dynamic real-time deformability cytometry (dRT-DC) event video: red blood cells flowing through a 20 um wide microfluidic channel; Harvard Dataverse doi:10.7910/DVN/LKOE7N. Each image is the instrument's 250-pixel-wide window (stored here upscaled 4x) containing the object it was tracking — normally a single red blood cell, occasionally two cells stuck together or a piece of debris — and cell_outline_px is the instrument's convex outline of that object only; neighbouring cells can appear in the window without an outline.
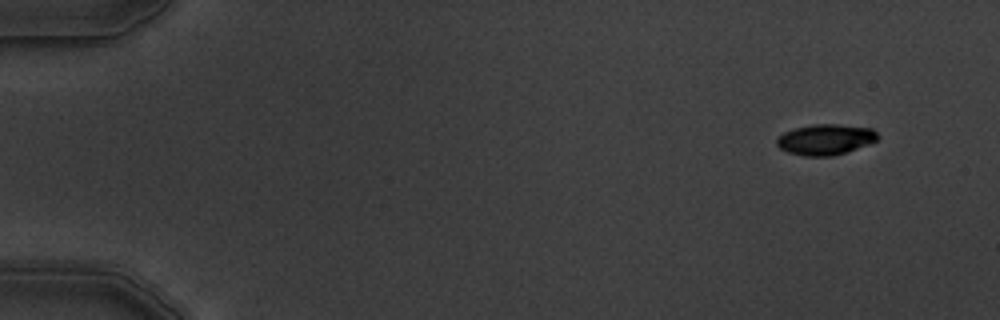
{"species": "common noctule bat (a hibernating species)", "species_latin": "Nyctalus noctula", "temperature_condition": "warm", "stored_images_in_passage": 7, "camera_frame_rate_fps": 3000, "um_per_image_px": 0.085, "animal": {"sex": "male", "body_mass_g": 19.5, "forearm_length_mm": 54.6}, "frame": {"image": 1, "passage_image": 1, "time_ms": 0.0, "image_size_px": [1000, 320], "cell_outline_px": [[880, 136], [876, 140], [868, 144], [832, 156], [804, 156], [788, 152], [780, 148], [776, 144], [776, 140], [784, 132], [796, 128], [816, 124], [840, 124], [872, 128]], "centroid_in_image_um": [70.17, 11.85], "position_along_channel_um": 14.8, "area_um2": 17.86}}
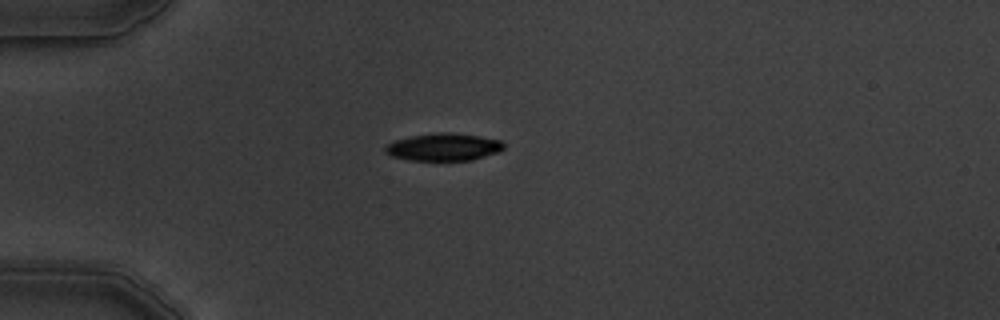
{"frame": {"image": 2, "passage_image": 4, "time_ms": 3.667, "image_size_px": [1000, 320], "cell_outline_px": [[504, 148], [500, 152], [472, 160], [408, 160], [392, 156], [384, 152], [384, 148], [388, 144], [396, 140], [412, 136], [436, 132], [452, 132], [480, 136], [500, 140], [504, 144]], "centroid_in_image_um": [37.73, 12.49], "position_along_channel_um": 47.3, "area_um2": 19.02}}